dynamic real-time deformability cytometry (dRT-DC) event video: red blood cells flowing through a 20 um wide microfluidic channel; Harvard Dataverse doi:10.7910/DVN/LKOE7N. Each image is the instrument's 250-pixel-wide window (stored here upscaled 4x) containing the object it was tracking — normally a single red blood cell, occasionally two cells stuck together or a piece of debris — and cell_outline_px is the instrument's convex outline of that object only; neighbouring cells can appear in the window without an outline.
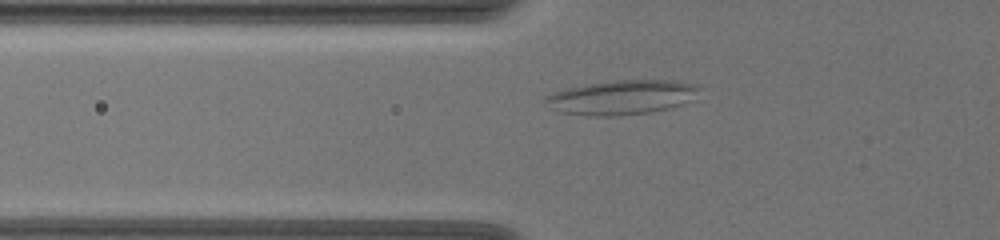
{"species": "common noctule bat (a hibernating species)", "species_latin": "Nyctalus noctula", "temperature_condition": "warm", "stored_images_in_passage": 39, "camera_frame_rate_fps": 3000, "um_per_image_px": 0.085, "animal": {"sex": "female", "body_mass_g": 19.5, "forearm_length_mm": 54.1}, "frame": {"image": 1, "passage_image": 8, "time_ms": 2.333, "image_size_px": [1000, 240], "cell_outline_px": [[700, 88], [680, 104], [668, 108], [648, 112], [612, 116], [588, 116], [560, 112], [544, 100], [544, 96], [552, 92], [568, 88], [588, 84], [616, 80], [672, 80], [696, 84]], "centroid_in_image_um": [52.77, 8.26], "position_along_channel_um": 73.0, "area_um2": 30.11}}
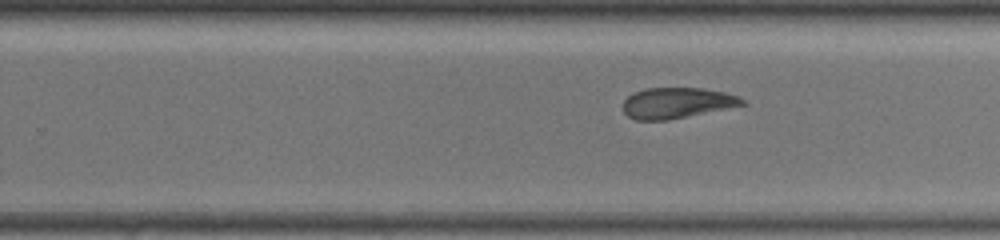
{"frame": {"image": 2, "passage_image": 25, "time_ms": 8.0, "image_size_px": [1000, 240], "cell_outline_px": [[748, 104], [668, 120], [636, 120], [628, 116], [624, 112], [624, 100], [632, 92], [644, 88], [704, 88], [724, 92], [736, 96], [744, 100]], "centroid_in_image_um": [57.52, 8.74], "position_along_channel_um": 272.3, "area_um2": 21.33}}
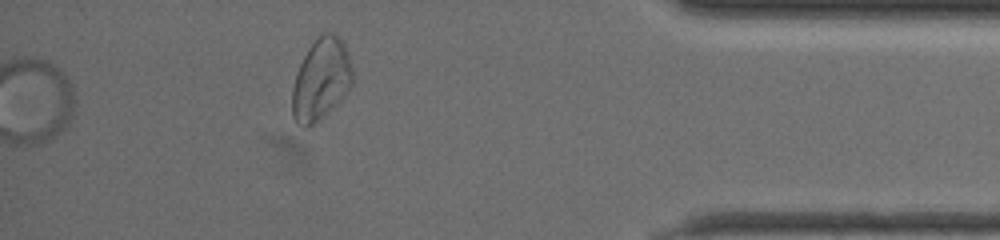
{"frame": {"image": 3, "passage_image": 39, "time_ms": 12.667, "image_size_px": [1000, 240], "cell_outline_px": [[352, 84], [312, 124], [304, 128], [296, 124], [292, 116], [292, 88], [300, 64], [308, 48], [320, 32], [332, 32], [340, 36], [344, 44], [352, 68]], "centroid_in_image_um": [27.24, 6.67], "position_along_channel_um": 408.0, "area_um2": 27.86}, "authors_computed_cell_mechanics": {"area_um2": 23.0622, "velocity_mm_per_s": 3.5713, "shape_relaxation_time_tau1_ms": null, "shape_relaxation_time_tau2_ms": 3.0053, "deformation_change_tau1": null, "deformation_change_tau2": 0.1036}}